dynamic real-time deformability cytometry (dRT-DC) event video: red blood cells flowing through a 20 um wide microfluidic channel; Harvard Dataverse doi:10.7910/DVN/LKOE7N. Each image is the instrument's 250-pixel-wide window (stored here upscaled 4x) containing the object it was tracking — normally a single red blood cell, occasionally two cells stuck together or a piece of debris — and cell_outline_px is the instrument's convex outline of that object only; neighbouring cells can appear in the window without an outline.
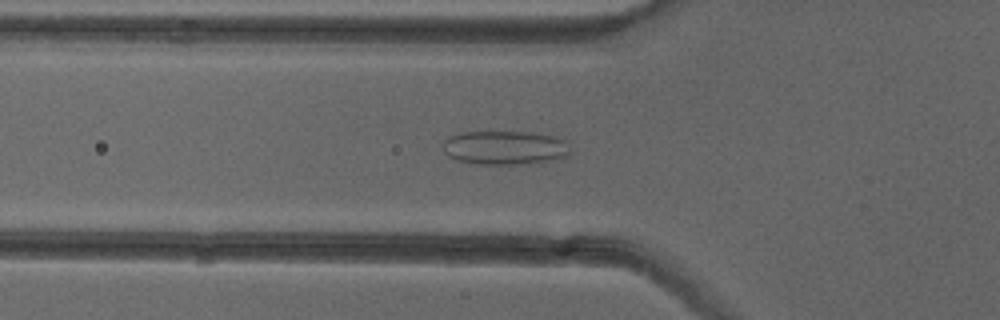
{"species": "common noctule bat (a hibernating species)", "species_latin": "Nyctalus noctula", "temperature_condition": "cold", "stored_images_in_passage": 51, "camera_frame_rate_fps": 3000, "um_per_image_px": 0.085, "animal": {"sex": "female"}, "frame": {"image": 1, "passage_image": 18, "time_ms": 5.667, "image_size_px": [1000, 320], "cell_outline_px": [[572, 152], [568, 156], [548, 160], [524, 164], [472, 164], [456, 160], [448, 156], [444, 152], [440, 144], [448, 136], [460, 132], [532, 132], [552, 136], [568, 140]], "centroid_in_image_um": [42.89, 12.55], "position_along_channel_um": 82.9, "area_um2": 25.66}}
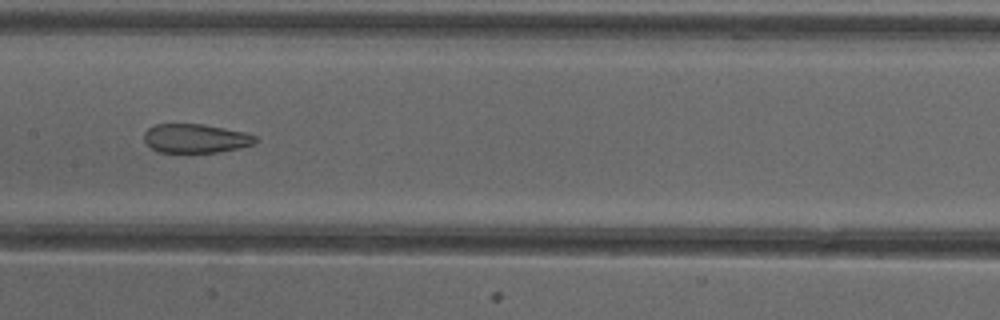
{"frame": {"image": 2, "passage_image": 26, "time_ms": 8.333, "image_size_px": [1000, 320], "cell_outline_px": [[260, 140], [256, 144], [240, 148], [216, 152], [156, 152], [144, 140], [144, 132], [148, 128], [156, 124], [204, 124], [244, 132], [256, 136]], "centroid_in_image_um": [16.66, 11.76], "position_along_channel_um": 190.7, "area_um2": 18.9}}
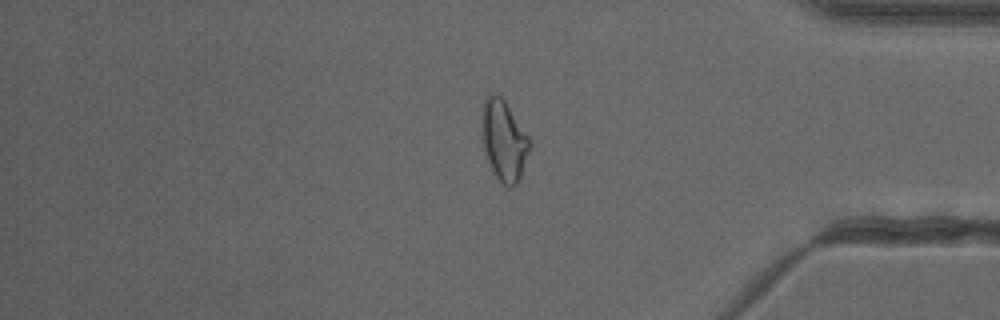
{"frame": {"image": 3, "passage_image": 43, "time_ms": 14.0, "image_size_px": [1000, 320], "cell_outline_px": [[528, 152], [520, 176], [516, 184], [512, 188], [508, 188], [496, 176], [488, 160], [484, 148], [480, 132], [480, 116], [484, 100], [492, 92], [500, 96], [504, 100], [528, 136]], "centroid_in_image_um": [42.77, 11.9], "position_along_channel_um": 392.4, "area_um2": 22.08}, "authors_computed_cell_mechanics": {"area_um2": 23.0622, "velocity_mm_per_s": 3.9872, "shape_relaxation_time_tau1_ms": null, "shape_relaxation_time_tau2_ms": 1.5147, "deformation_change_tau1": null, "deformation_change_tau2": 0.0824}}